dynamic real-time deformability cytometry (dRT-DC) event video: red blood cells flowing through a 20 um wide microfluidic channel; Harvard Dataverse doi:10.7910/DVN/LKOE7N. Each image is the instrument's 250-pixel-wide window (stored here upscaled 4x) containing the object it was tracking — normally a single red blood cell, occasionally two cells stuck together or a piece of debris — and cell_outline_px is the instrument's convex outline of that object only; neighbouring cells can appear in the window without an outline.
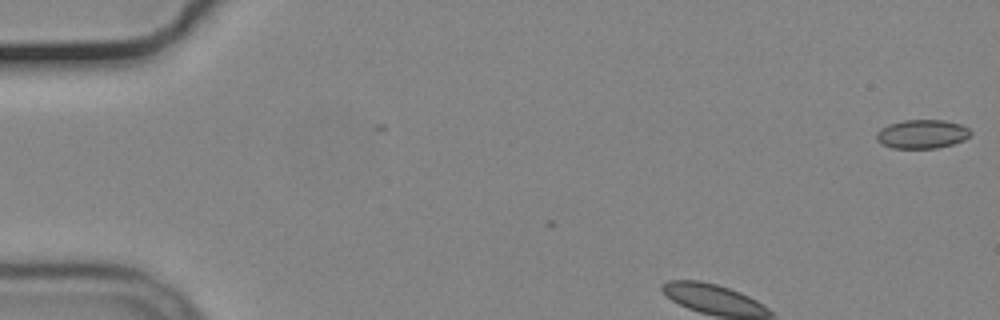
{"species": "common noctule bat (a hibernating species)", "species_latin": "Nyctalus noctula", "temperature_condition": "cold", "stored_images_in_passage": 2, "camera_frame_rate_fps": 3000, "um_per_image_px": 0.085, "animal": {"sex": "male", "body_mass_g": 19.2, "forearm_length_mm": 51.8}, "frame": {"image": 1, "passage_image": 2, "time_ms": 0.333, "image_size_px": [1000, 320], "cell_outline_px": [[972, 132], [964, 140], [952, 144], [936, 148], [892, 148], [880, 144], [876, 140], [876, 132], [880, 128], [888, 124], [904, 120], [944, 120], [960, 124], [968, 128]], "centroid_in_image_um": [78.33, 11.39], "position_along_channel_um": 6.7, "area_um2": 15.9}}